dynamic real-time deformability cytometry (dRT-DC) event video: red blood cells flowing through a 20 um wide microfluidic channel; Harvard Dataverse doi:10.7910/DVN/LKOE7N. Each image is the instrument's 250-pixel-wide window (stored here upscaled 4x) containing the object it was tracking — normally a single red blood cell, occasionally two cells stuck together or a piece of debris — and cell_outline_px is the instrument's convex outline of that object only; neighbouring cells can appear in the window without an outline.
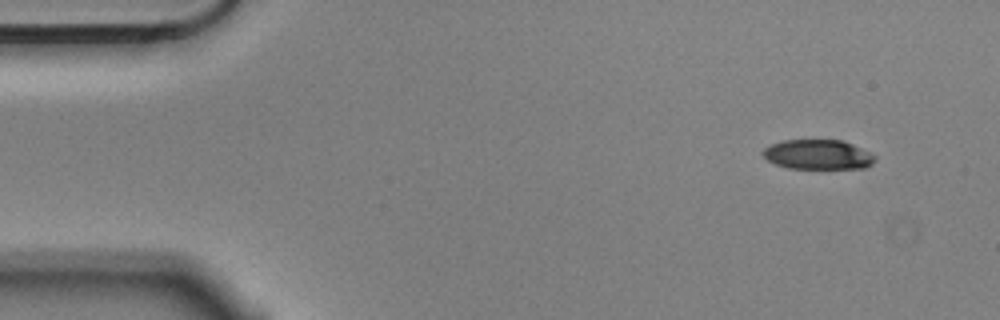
{"species": "Egyptian fruit bat (a non-hibernating species)", "species_latin": "Rousettus aegyptiacus", "temperature_condition": "cold", "stored_images_in_passage": 5, "segment_of_instrument_passage": [2, 2], "camera_frame_rate_fps": 3000, "um_per_image_px": 0.085, "animal": {"sex": "male"}, "frame": {"image": 1, "passage_image": 5, "time_ms": 1.333, "image_size_px": [1000, 320], "cell_outline_px": [[876, 160], [872, 164], [864, 168], [788, 168], [776, 164], [768, 160], [760, 152], [768, 144], [784, 140], [844, 140], [872, 152], [876, 156]], "centroid_in_image_um": [69.54, 13.12], "position_along_channel_um": 15.5, "area_um2": 19.65}}